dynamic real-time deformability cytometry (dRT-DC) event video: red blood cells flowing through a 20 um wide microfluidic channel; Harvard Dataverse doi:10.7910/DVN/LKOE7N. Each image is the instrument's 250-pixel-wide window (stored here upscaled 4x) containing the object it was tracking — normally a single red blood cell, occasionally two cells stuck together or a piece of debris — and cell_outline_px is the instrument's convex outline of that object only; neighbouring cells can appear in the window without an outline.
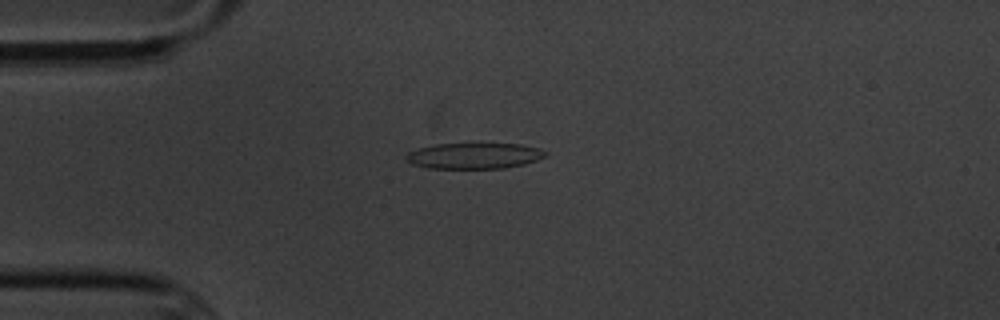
{"species": "common noctule bat (a hibernating species)", "species_latin": "Nyctalus noctula", "temperature_condition": "cold", "stored_images_in_passage": 7, "camera_frame_rate_fps": 3000, "um_per_image_px": 0.085, "animal": {"sex": "male", "body_mass_g": 20.1, "forearm_length_mm": 53.5}, "frame": {"image": 1, "passage_image": 4, "time_ms": 3.333, "image_size_px": [1000, 320], "cell_outline_px": [[544, 156], [536, 160], [524, 164], [504, 168], [428, 168], [412, 164], [404, 156], [408, 152], [420, 148], [436, 144], [520, 144], [540, 148], [544, 152]], "centroid_in_image_um": [40.28, 13.24], "position_along_channel_um": 44.7, "area_um2": 20.69}}
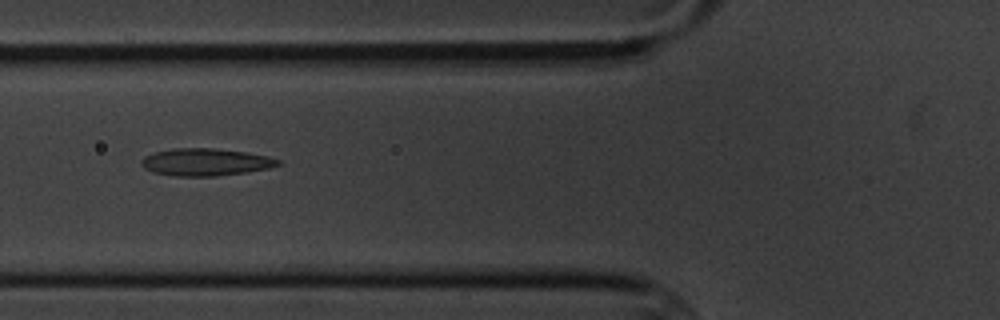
{"frame": {"image": 2, "passage_image": 6, "time_ms": 5.667, "image_size_px": [1000, 320], "cell_outline_px": [[280, 164], [268, 168], [248, 172], [216, 176], [172, 176], [152, 172], [144, 168], [140, 160], [144, 156], [156, 152], [172, 148], [212, 148], [244, 152], [268, 156], [280, 160]], "centroid_in_image_um": [17.44, 13.78], "position_along_channel_um": 108.4, "area_um2": 21.73}}
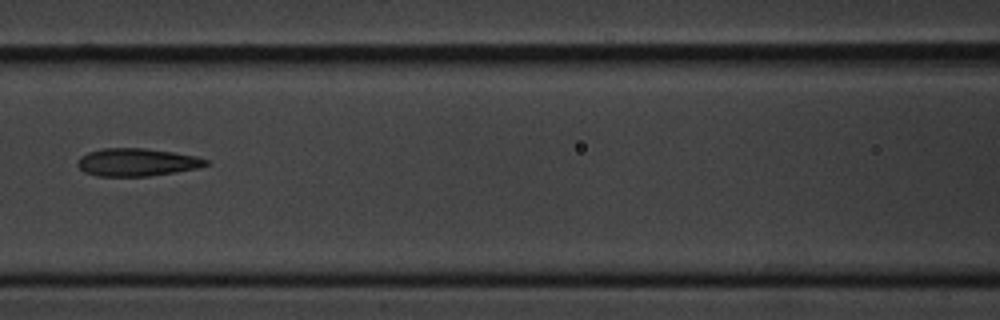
{"frame": {"image": 3, "passage_image": 7, "time_ms": 7.0, "image_size_px": [1000, 320], "cell_outline_px": [[208, 164], [196, 168], [148, 176], [96, 176], [84, 172], [76, 164], [80, 156], [88, 152], [104, 148], [144, 148], [172, 152], [196, 156], [208, 160]], "centroid_in_image_um": [11.58, 13.78], "position_along_channel_um": 155.0, "area_um2": 20.58}}